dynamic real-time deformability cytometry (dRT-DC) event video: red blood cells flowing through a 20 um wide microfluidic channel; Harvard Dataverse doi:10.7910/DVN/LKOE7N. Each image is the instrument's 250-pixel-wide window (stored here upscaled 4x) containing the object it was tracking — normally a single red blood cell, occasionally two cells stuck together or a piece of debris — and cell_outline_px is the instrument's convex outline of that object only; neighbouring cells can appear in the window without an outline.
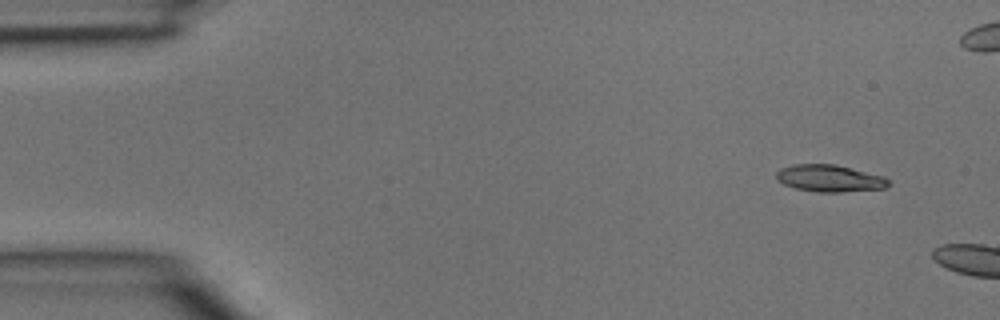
{"species": "common noctule bat (a hibernating species)", "species_latin": "Nyctalus noctula", "temperature_condition": "room temperature", "stored_images_in_passage": 2, "camera_frame_rate_fps": 3000, "um_per_image_px": 0.085, "animal": {"sex": "male", "body_mass_g": 15.6}, "frame": {"image": 1, "passage_image": 1, "time_ms": 0.0, "image_size_px": [1000, 320], "cell_outline_px": [[892, 184], [884, 188], [840, 192], [816, 192], [796, 188], [784, 184], [776, 180], [776, 172], [780, 168], [792, 164], [836, 164], [884, 176]], "centroid_in_image_um": [70.51, 15.15], "position_along_channel_um": 14.5, "area_um2": 17.74}}